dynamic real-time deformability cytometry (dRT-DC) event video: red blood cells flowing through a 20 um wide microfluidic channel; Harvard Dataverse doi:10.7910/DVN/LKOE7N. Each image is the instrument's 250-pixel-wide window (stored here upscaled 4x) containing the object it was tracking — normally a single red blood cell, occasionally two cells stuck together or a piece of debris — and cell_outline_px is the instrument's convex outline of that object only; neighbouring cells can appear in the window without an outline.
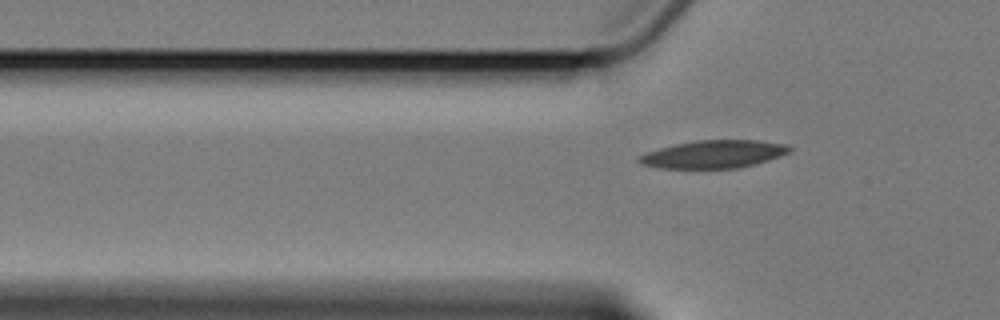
{"species": "Egyptian fruit bat (a non-hibernating species)", "species_latin": "Rousettus aegyptiacus", "temperature_condition": "cold", "stored_images_in_passage": 6, "segment_of_instrument_passage": [2, 2], "camera_frame_rate_fps": 3000, "um_per_image_px": 0.085, "animal": {"sex": "female"}, "frame": {"image": 1, "passage_image": 6, "time_ms": 7.333, "image_size_px": [1000, 320], "cell_outline_px": [[792, 148], [788, 152], [780, 156], [768, 160], [736, 168], [660, 168], [644, 164], [636, 160], [636, 156], [660, 148], [676, 144], [696, 140], [756, 140], [784, 144]], "centroid_in_image_um": [60.63, 13.1], "position_along_channel_um": 65.2, "area_um2": 24.04}}